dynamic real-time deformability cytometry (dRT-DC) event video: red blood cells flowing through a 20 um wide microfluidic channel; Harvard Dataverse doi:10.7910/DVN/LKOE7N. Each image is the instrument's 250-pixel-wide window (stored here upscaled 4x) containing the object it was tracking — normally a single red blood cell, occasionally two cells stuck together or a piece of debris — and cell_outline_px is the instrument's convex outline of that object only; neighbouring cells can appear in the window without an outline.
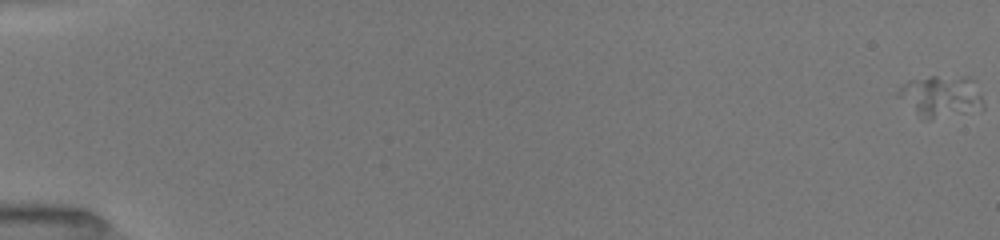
{"species": "common noctule bat (a hibernating species)", "species_latin": "Nyctalus noctula", "temperature_condition": "room temperature", "stored_images_in_passage": 53, "camera_frame_rate_fps": 3000, "um_per_image_px": 0.085, "animal": {"sex": "female", "body_mass_g": 19.5, "forearm_length_mm": 54.1}, "frame": {"image": 1, "passage_image": 1, "time_ms": 0.0, "image_size_px": [1000, 240], "cell_outline_px": [[984, 108], [928, 120], [900, 96], [896, 92], [908, 80], [928, 76], [972, 76], [976, 80], [984, 104]], "centroid_in_image_um": [80.09, 8.11], "position_along_channel_um": 4.9, "area_um2": 20.23}}
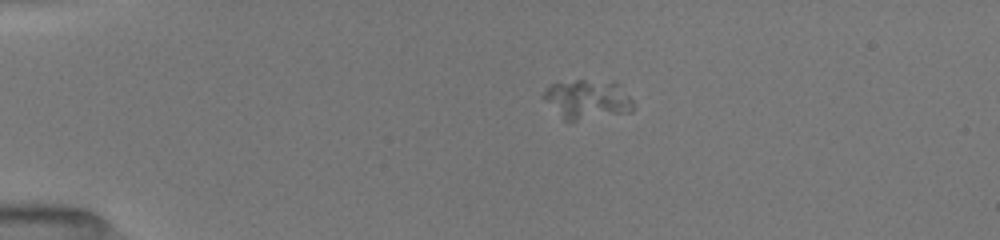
{"frame": {"image": 2, "passage_image": 13, "time_ms": 4.0, "image_size_px": [1000, 240], "cell_outline_px": [[636, 108], [632, 112], [576, 120], [564, 120], [540, 96], [544, 88], [548, 84], [576, 80], [616, 80], [620, 84], [632, 100]], "centroid_in_image_um": [49.94, 8.41], "position_along_channel_um": 35.1, "area_um2": 21.04}}
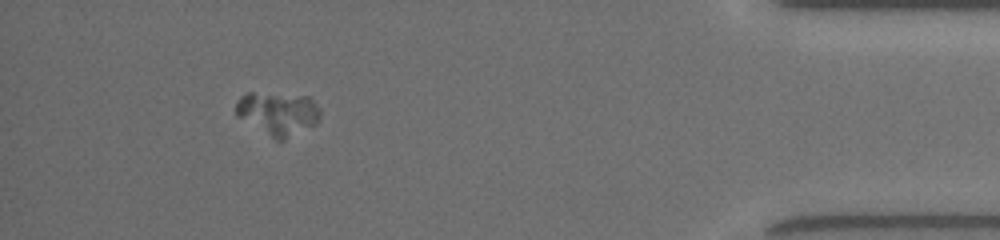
{"frame": {"image": 3, "passage_image": 49, "time_ms": 16.0, "image_size_px": [1000, 240], "cell_outline_px": [[320, 120], [316, 124], [284, 140], [276, 140], [236, 116], [236, 100], [240, 96], [248, 92], [252, 92], [308, 96], [320, 108]], "centroid_in_image_um": [23.62, 9.63], "position_along_channel_um": 411.6, "area_um2": 21.33}}